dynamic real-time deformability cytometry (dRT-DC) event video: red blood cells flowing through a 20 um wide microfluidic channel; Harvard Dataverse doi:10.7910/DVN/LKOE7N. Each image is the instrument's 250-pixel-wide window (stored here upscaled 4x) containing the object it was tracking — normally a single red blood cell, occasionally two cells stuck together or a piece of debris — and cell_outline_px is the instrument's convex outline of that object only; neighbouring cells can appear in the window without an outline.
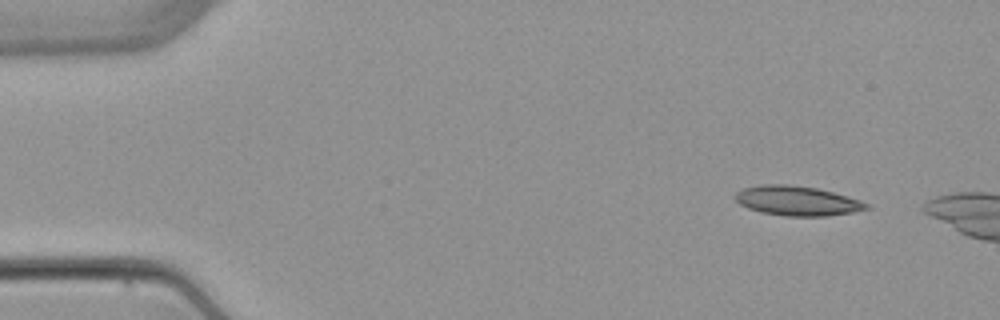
{"species": "common noctule bat (a hibernating species)", "species_latin": "Nyctalus noctula", "temperature_condition": "warm", "stored_images_in_passage": 3, "camera_frame_rate_fps": 3000, "um_per_image_px": 0.085, "animal": {"sex": "female", "body_mass_g": 22.7, "forearm_length_mm": 54.2}, "frame": {"image": 1, "passage_image": 3, "time_ms": 4.0, "image_size_px": [1000, 320], "cell_outline_px": [[872, 208], [852, 212], [824, 216], [788, 216], [764, 212], [748, 208], [740, 204], [732, 196], [736, 192], [744, 188], [760, 184], [788, 184], [816, 188], [848, 196], [872, 204]], "centroid_in_image_um": [67.78, 17.06], "position_along_channel_um": 17.2, "area_um2": 22.66}}